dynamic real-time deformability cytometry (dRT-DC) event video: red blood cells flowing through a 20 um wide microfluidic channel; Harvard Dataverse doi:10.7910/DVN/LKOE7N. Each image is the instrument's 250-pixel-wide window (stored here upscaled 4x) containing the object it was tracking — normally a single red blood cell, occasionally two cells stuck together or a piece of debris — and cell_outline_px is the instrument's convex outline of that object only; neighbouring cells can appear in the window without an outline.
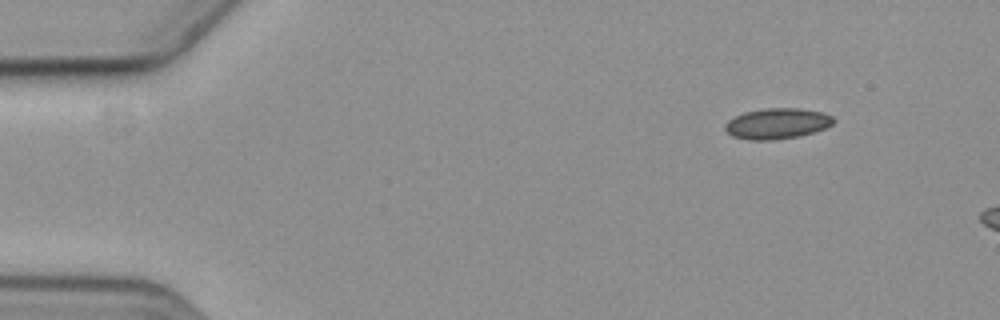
{"species": "common noctule bat (a hibernating species)", "species_latin": "Nyctalus noctula", "temperature_condition": "cold", "stored_images_in_passage": 6, "camera_frame_rate_fps": 3000, "um_per_image_px": 0.085, "animal": {"sex": "female", "body_mass_g": 19.3, "forearm_length_mm": 54.1}, "frame": {"image": 1, "passage_image": 6, "time_ms": 6.0, "image_size_px": [1000, 320], "cell_outline_px": [[836, 120], [832, 124], [824, 128], [800, 136], [772, 140], [748, 140], [732, 136], [724, 128], [724, 124], [728, 120], [744, 112], [764, 108], [800, 108], [824, 112], [832, 116]], "centroid_in_image_um": [66.05, 10.49], "position_along_channel_um": 18.9, "area_um2": 19.48}}